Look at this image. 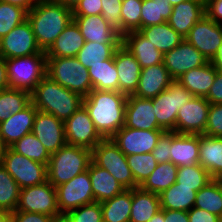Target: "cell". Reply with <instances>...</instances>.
<instances>
[{
	"label": "cell",
	"instance_id": "9f6ffc18",
	"mask_svg": "<svg viewBox=\"0 0 222 222\" xmlns=\"http://www.w3.org/2000/svg\"><path fill=\"white\" fill-rule=\"evenodd\" d=\"M206 16L218 24H222V0H210L205 4Z\"/></svg>",
	"mask_w": 222,
	"mask_h": 222
},
{
	"label": "cell",
	"instance_id": "ffe728a7",
	"mask_svg": "<svg viewBox=\"0 0 222 222\" xmlns=\"http://www.w3.org/2000/svg\"><path fill=\"white\" fill-rule=\"evenodd\" d=\"M85 42L121 43V35L113 29L102 15L73 16Z\"/></svg>",
	"mask_w": 222,
	"mask_h": 222
},
{
	"label": "cell",
	"instance_id": "91938a15",
	"mask_svg": "<svg viewBox=\"0 0 222 222\" xmlns=\"http://www.w3.org/2000/svg\"><path fill=\"white\" fill-rule=\"evenodd\" d=\"M24 8L27 12L36 5L38 0H1Z\"/></svg>",
	"mask_w": 222,
	"mask_h": 222
},
{
	"label": "cell",
	"instance_id": "7c38bea8",
	"mask_svg": "<svg viewBox=\"0 0 222 222\" xmlns=\"http://www.w3.org/2000/svg\"><path fill=\"white\" fill-rule=\"evenodd\" d=\"M64 129L68 145L92 150L104 139L97 131L84 105L64 122Z\"/></svg>",
	"mask_w": 222,
	"mask_h": 222
},
{
	"label": "cell",
	"instance_id": "44dd1931",
	"mask_svg": "<svg viewBox=\"0 0 222 222\" xmlns=\"http://www.w3.org/2000/svg\"><path fill=\"white\" fill-rule=\"evenodd\" d=\"M114 63L118 72L119 92L133 94L141 75L140 64L122 44L115 51Z\"/></svg>",
	"mask_w": 222,
	"mask_h": 222
},
{
	"label": "cell",
	"instance_id": "003e7915",
	"mask_svg": "<svg viewBox=\"0 0 222 222\" xmlns=\"http://www.w3.org/2000/svg\"><path fill=\"white\" fill-rule=\"evenodd\" d=\"M54 222H71L66 215H60L55 218Z\"/></svg>",
	"mask_w": 222,
	"mask_h": 222
},
{
	"label": "cell",
	"instance_id": "6f0895ef",
	"mask_svg": "<svg viewBox=\"0 0 222 222\" xmlns=\"http://www.w3.org/2000/svg\"><path fill=\"white\" fill-rule=\"evenodd\" d=\"M164 222H189L188 212L164 209Z\"/></svg>",
	"mask_w": 222,
	"mask_h": 222
},
{
	"label": "cell",
	"instance_id": "cb8c5ba5",
	"mask_svg": "<svg viewBox=\"0 0 222 222\" xmlns=\"http://www.w3.org/2000/svg\"><path fill=\"white\" fill-rule=\"evenodd\" d=\"M172 81L163 63L142 68L138 86L133 95L140 98H154L166 90Z\"/></svg>",
	"mask_w": 222,
	"mask_h": 222
},
{
	"label": "cell",
	"instance_id": "f6af8a7d",
	"mask_svg": "<svg viewBox=\"0 0 222 222\" xmlns=\"http://www.w3.org/2000/svg\"><path fill=\"white\" fill-rule=\"evenodd\" d=\"M27 19V11L0 0V39Z\"/></svg>",
	"mask_w": 222,
	"mask_h": 222
},
{
	"label": "cell",
	"instance_id": "9a60e30c",
	"mask_svg": "<svg viewBox=\"0 0 222 222\" xmlns=\"http://www.w3.org/2000/svg\"><path fill=\"white\" fill-rule=\"evenodd\" d=\"M208 60L185 39L163 54V64L173 80H178L188 70L205 65Z\"/></svg>",
	"mask_w": 222,
	"mask_h": 222
},
{
	"label": "cell",
	"instance_id": "db71d44e",
	"mask_svg": "<svg viewBox=\"0 0 222 222\" xmlns=\"http://www.w3.org/2000/svg\"><path fill=\"white\" fill-rule=\"evenodd\" d=\"M205 98L210 104H222V70L217 69L214 83Z\"/></svg>",
	"mask_w": 222,
	"mask_h": 222
},
{
	"label": "cell",
	"instance_id": "f1b7e54d",
	"mask_svg": "<svg viewBox=\"0 0 222 222\" xmlns=\"http://www.w3.org/2000/svg\"><path fill=\"white\" fill-rule=\"evenodd\" d=\"M87 170L96 202L109 200L125 189L106 169L95 165L92 161Z\"/></svg>",
	"mask_w": 222,
	"mask_h": 222
},
{
	"label": "cell",
	"instance_id": "d6986e66",
	"mask_svg": "<svg viewBox=\"0 0 222 222\" xmlns=\"http://www.w3.org/2000/svg\"><path fill=\"white\" fill-rule=\"evenodd\" d=\"M125 127L139 130H163L157 123L152 99L127 95Z\"/></svg>",
	"mask_w": 222,
	"mask_h": 222
},
{
	"label": "cell",
	"instance_id": "1f68e13d",
	"mask_svg": "<svg viewBox=\"0 0 222 222\" xmlns=\"http://www.w3.org/2000/svg\"><path fill=\"white\" fill-rule=\"evenodd\" d=\"M196 193L195 187L180 186L175 182L159 194L161 209L188 212L194 206Z\"/></svg>",
	"mask_w": 222,
	"mask_h": 222
},
{
	"label": "cell",
	"instance_id": "f907efd6",
	"mask_svg": "<svg viewBox=\"0 0 222 222\" xmlns=\"http://www.w3.org/2000/svg\"><path fill=\"white\" fill-rule=\"evenodd\" d=\"M172 131H164L158 139L156 147L151 151L157 164L170 162Z\"/></svg>",
	"mask_w": 222,
	"mask_h": 222
},
{
	"label": "cell",
	"instance_id": "f5cc1de1",
	"mask_svg": "<svg viewBox=\"0 0 222 222\" xmlns=\"http://www.w3.org/2000/svg\"><path fill=\"white\" fill-rule=\"evenodd\" d=\"M55 217L35 212L14 211L12 222H54Z\"/></svg>",
	"mask_w": 222,
	"mask_h": 222
},
{
	"label": "cell",
	"instance_id": "ba28073f",
	"mask_svg": "<svg viewBox=\"0 0 222 222\" xmlns=\"http://www.w3.org/2000/svg\"><path fill=\"white\" fill-rule=\"evenodd\" d=\"M193 95L177 80L152 99L158 125L164 131H174L178 110L192 99Z\"/></svg>",
	"mask_w": 222,
	"mask_h": 222
},
{
	"label": "cell",
	"instance_id": "03108f58",
	"mask_svg": "<svg viewBox=\"0 0 222 222\" xmlns=\"http://www.w3.org/2000/svg\"><path fill=\"white\" fill-rule=\"evenodd\" d=\"M7 146L4 144L3 139L0 136V164L2 163V159L4 157Z\"/></svg>",
	"mask_w": 222,
	"mask_h": 222
},
{
	"label": "cell",
	"instance_id": "e575fe53",
	"mask_svg": "<svg viewBox=\"0 0 222 222\" xmlns=\"http://www.w3.org/2000/svg\"><path fill=\"white\" fill-rule=\"evenodd\" d=\"M93 90L118 91V72L114 63V56L100 64L88 68Z\"/></svg>",
	"mask_w": 222,
	"mask_h": 222
},
{
	"label": "cell",
	"instance_id": "f546056e",
	"mask_svg": "<svg viewBox=\"0 0 222 222\" xmlns=\"http://www.w3.org/2000/svg\"><path fill=\"white\" fill-rule=\"evenodd\" d=\"M84 43L77 24L72 21L45 53L47 57H76Z\"/></svg>",
	"mask_w": 222,
	"mask_h": 222
},
{
	"label": "cell",
	"instance_id": "d6a6232c",
	"mask_svg": "<svg viewBox=\"0 0 222 222\" xmlns=\"http://www.w3.org/2000/svg\"><path fill=\"white\" fill-rule=\"evenodd\" d=\"M139 32L162 54L169 52L184 40L167 21L159 25L143 27Z\"/></svg>",
	"mask_w": 222,
	"mask_h": 222
},
{
	"label": "cell",
	"instance_id": "3957f363",
	"mask_svg": "<svg viewBox=\"0 0 222 222\" xmlns=\"http://www.w3.org/2000/svg\"><path fill=\"white\" fill-rule=\"evenodd\" d=\"M83 100L79 93L64 88L47 75L31 93V103L37 110L52 114L62 122L83 106Z\"/></svg>",
	"mask_w": 222,
	"mask_h": 222
},
{
	"label": "cell",
	"instance_id": "be15d7a7",
	"mask_svg": "<svg viewBox=\"0 0 222 222\" xmlns=\"http://www.w3.org/2000/svg\"><path fill=\"white\" fill-rule=\"evenodd\" d=\"M148 222H164V209H160Z\"/></svg>",
	"mask_w": 222,
	"mask_h": 222
},
{
	"label": "cell",
	"instance_id": "7402d4cb",
	"mask_svg": "<svg viewBox=\"0 0 222 222\" xmlns=\"http://www.w3.org/2000/svg\"><path fill=\"white\" fill-rule=\"evenodd\" d=\"M36 114L37 109L30 103L22 111L0 123V136L7 147L32 132Z\"/></svg>",
	"mask_w": 222,
	"mask_h": 222
},
{
	"label": "cell",
	"instance_id": "c3c4849f",
	"mask_svg": "<svg viewBox=\"0 0 222 222\" xmlns=\"http://www.w3.org/2000/svg\"><path fill=\"white\" fill-rule=\"evenodd\" d=\"M124 0H101L104 20L121 35V2Z\"/></svg>",
	"mask_w": 222,
	"mask_h": 222
},
{
	"label": "cell",
	"instance_id": "5bb4252c",
	"mask_svg": "<svg viewBox=\"0 0 222 222\" xmlns=\"http://www.w3.org/2000/svg\"><path fill=\"white\" fill-rule=\"evenodd\" d=\"M185 40L211 61L222 45V24L214 22L205 15L190 29Z\"/></svg>",
	"mask_w": 222,
	"mask_h": 222
},
{
	"label": "cell",
	"instance_id": "d4e9b609",
	"mask_svg": "<svg viewBox=\"0 0 222 222\" xmlns=\"http://www.w3.org/2000/svg\"><path fill=\"white\" fill-rule=\"evenodd\" d=\"M121 44L136 58L141 68L163 63V54L139 31L122 35Z\"/></svg>",
	"mask_w": 222,
	"mask_h": 222
},
{
	"label": "cell",
	"instance_id": "7a4b0ae2",
	"mask_svg": "<svg viewBox=\"0 0 222 222\" xmlns=\"http://www.w3.org/2000/svg\"><path fill=\"white\" fill-rule=\"evenodd\" d=\"M35 40L46 52L57 37L73 21L72 9L52 0H38L27 12Z\"/></svg>",
	"mask_w": 222,
	"mask_h": 222
},
{
	"label": "cell",
	"instance_id": "94428289",
	"mask_svg": "<svg viewBox=\"0 0 222 222\" xmlns=\"http://www.w3.org/2000/svg\"><path fill=\"white\" fill-rule=\"evenodd\" d=\"M211 62L216 66V69L222 70V45L219 47L217 54Z\"/></svg>",
	"mask_w": 222,
	"mask_h": 222
},
{
	"label": "cell",
	"instance_id": "11a10c76",
	"mask_svg": "<svg viewBox=\"0 0 222 222\" xmlns=\"http://www.w3.org/2000/svg\"><path fill=\"white\" fill-rule=\"evenodd\" d=\"M189 222H222V218L196 207H192L188 211Z\"/></svg>",
	"mask_w": 222,
	"mask_h": 222
},
{
	"label": "cell",
	"instance_id": "9c48e42d",
	"mask_svg": "<svg viewBox=\"0 0 222 222\" xmlns=\"http://www.w3.org/2000/svg\"><path fill=\"white\" fill-rule=\"evenodd\" d=\"M1 164L21 189L40 185L47 181L46 164L18 154L10 147H7Z\"/></svg>",
	"mask_w": 222,
	"mask_h": 222
},
{
	"label": "cell",
	"instance_id": "ee69618b",
	"mask_svg": "<svg viewBox=\"0 0 222 222\" xmlns=\"http://www.w3.org/2000/svg\"><path fill=\"white\" fill-rule=\"evenodd\" d=\"M136 184L140 187L148 176L155 170L157 162L152 153H141L126 156Z\"/></svg>",
	"mask_w": 222,
	"mask_h": 222
},
{
	"label": "cell",
	"instance_id": "4fadbf2b",
	"mask_svg": "<svg viewBox=\"0 0 222 222\" xmlns=\"http://www.w3.org/2000/svg\"><path fill=\"white\" fill-rule=\"evenodd\" d=\"M37 53L45 52L38 47L27 19L0 39V56L4 59L26 57Z\"/></svg>",
	"mask_w": 222,
	"mask_h": 222
},
{
	"label": "cell",
	"instance_id": "7dc6e473",
	"mask_svg": "<svg viewBox=\"0 0 222 222\" xmlns=\"http://www.w3.org/2000/svg\"><path fill=\"white\" fill-rule=\"evenodd\" d=\"M66 216L71 222H103L101 204L96 201L71 210Z\"/></svg>",
	"mask_w": 222,
	"mask_h": 222
},
{
	"label": "cell",
	"instance_id": "5b68a950",
	"mask_svg": "<svg viewBox=\"0 0 222 222\" xmlns=\"http://www.w3.org/2000/svg\"><path fill=\"white\" fill-rule=\"evenodd\" d=\"M9 88L34 91L47 75L46 53H37L26 57L5 59Z\"/></svg>",
	"mask_w": 222,
	"mask_h": 222
},
{
	"label": "cell",
	"instance_id": "ab89813d",
	"mask_svg": "<svg viewBox=\"0 0 222 222\" xmlns=\"http://www.w3.org/2000/svg\"><path fill=\"white\" fill-rule=\"evenodd\" d=\"M169 0H143L141 7V28L166 22L172 14Z\"/></svg>",
	"mask_w": 222,
	"mask_h": 222
},
{
	"label": "cell",
	"instance_id": "d590c367",
	"mask_svg": "<svg viewBox=\"0 0 222 222\" xmlns=\"http://www.w3.org/2000/svg\"><path fill=\"white\" fill-rule=\"evenodd\" d=\"M194 207L206 210L222 218V181L213 178L197 193Z\"/></svg>",
	"mask_w": 222,
	"mask_h": 222
},
{
	"label": "cell",
	"instance_id": "681fc988",
	"mask_svg": "<svg viewBox=\"0 0 222 222\" xmlns=\"http://www.w3.org/2000/svg\"><path fill=\"white\" fill-rule=\"evenodd\" d=\"M204 135L222 137V104H210Z\"/></svg>",
	"mask_w": 222,
	"mask_h": 222
},
{
	"label": "cell",
	"instance_id": "8992f818",
	"mask_svg": "<svg viewBox=\"0 0 222 222\" xmlns=\"http://www.w3.org/2000/svg\"><path fill=\"white\" fill-rule=\"evenodd\" d=\"M46 72L54 82L83 97L93 90L88 69L76 57H47Z\"/></svg>",
	"mask_w": 222,
	"mask_h": 222
},
{
	"label": "cell",
	"instance_id": "60d3db41",
	"mask_svg": "<svg viewBox=\"0 0 222 222\" xmlns=\"http://www.w3.org/2000/svg\"><path fill=\"white\" fill-rule=\"evenodd\" d=\"M10 148L16 153L24 155L31 160L46 165L49 163L51 155L32 132L16 141Z\"/></svg>",
	"mask_w": 222,
	"mask_h": 222
},
{
	"label": "cell",
	"instance_id": "a7ac6f4b",
	"mask_svg": "<svg viewBox=\"0 0 222 222\" xmlns=\"http://www.w3.org/2000/svg\"><path fill=\"white\" fill-rule=\"evenodd\" d=\"M184 1H188V0H169L170 4L172 6H175V5L179 4L180 2H184Z\"/></svg>",
	"mask_w": 222,
	"mask_h": 222
},
{
	"label": "cell",
	"instance_id": "e0dca14e",
	"mask_svg": "<svg viewBox=\"0 0 222 222\" xmlns=\"http://www.w3.org/2000/svg\"><path fill=\"white\" fill-rule=\"evenodd\" d=\"M164 130H139L123 126L111 139L126 155L151 153Z\"/></svg>",
	"mask_w": 222,
	"mask_h": 222
},
{
	"label": "cell",
	"instance_id": "816d5d0a",
	"mask_svg": "<svg viewBox=\"0 0 222 222\" xmlns=\"http://www.w3.org/2000/svg\"><path fill=\"white\" fill-rule=\"evenodd\" d=\"M101 0H80L72 9L73 16L101 15Z\"/></svg>",
	"mask_w": 222,
	"mask_h": 222
},
{
	"label": "cell",
	"instance_id": "74e56055",
	"mask_svg": "<svg viewBox=\"0 0 222 222\" xmlns=\"http://www.w3.org/2000/svg\"><path fill=\"white\" fill-rule=\"evenodd\" d=\"M121 43L85 42L76 58L87 69L112 58Z\"/></svg>",
	"mask_w": 222,
	"mask_h": 222
},
{
	"label": "cell",
	"instance_id": "83f0119b",
	"mask_svg": "<svg viewBox=\"0 0 222 222\" xmlns=\"http://www.w3.org/2000/svg\"><path fill=\"white\" fill-rule=\"evenodd\" d=\"M216 73V66L211 61H208L201 67L188 70L177 81L193 96L205 98L214 83Z\"/></svg>",
	"mask_w": 222,
	"mask_h": 222
},
{
	"label": "cell",
	"instance_id": "836d02e7",
	"mask_svg": "<svg viewBox=\"0 0 222 222\" xmlns=\"http://www.w3.org/2000/svg\"><path fill=\"white\" fill-rule=\"evenodd\" d=\"M101 204L103 222H129L132 205V189H124Z\"/></svg>",
	"mask_w": 222,
	"mask_h": 222
},
{
	"label": "cell",
	"instance_id": "680465c9",
	"mask_svg": "<svg viewBox=\"0 0 222 222\" xmlns=\"http://www.w3.org/2000/svg\"><path fill=\"white\" fill-rule=\"evenodd\" d=\"M9 88L5 59L0 56V91Z\"/></svg>",
	"mask_w": 222,
	"mask_h": 222
},
{
	"label": "cell",
	"instance_id": "8d00e7d4",
	"mask_svg": "<svg viewBox=\"0 0 222 222\" xmlns=\"http://www.w3.org/2000/svg\"><path fill=\"white\" fill-rule=\"evenodd\" d=\"M178 167L171 162L157 164L155 170L140 188L147 192L160 194L176 182Z\"/></svg>",
	"mask_w": 222,
	"mask_h": 222
},
{
	"label": "cell",
	"instance_id": "7bdbcfd3",
	"mask_svg": "<svg viewBox=\"0 0 222 222\" xmlns=\"http://www.w3.org/2000/svg\"><path fill=\"white\" fill-rule=\"evenodd\" d=\"M213 178L199 163L192 166L178 167L176 183L180 186L195 187L198 192Z\"/></svg>",
	"mask_w": 222,
	"mask_h": 222
},
{
	"label": "cell",
	"instance_id": "6da1fadb",
	"mask_svg": "<svg viewBox=\"0 0 222 222\" xmlns=\"http://www.w3.org/2000/svg\"><path fill=\"white\" fill-rule=\"evenodd\" d=\"M126 101L127 95L118 91L92 90L84 97L83 105L104 139L124 126Z\"/></svg>",
	"mask_w": 222,
	"mask_h": 222
},
{
	"label": "cell",
	"instance_id": "6125c7cd",
	"mask_svg": "<svg viewBox=\"0 0 222 222\" xmlns=\"http://www.w3.org/2000/svg\"><path fill=\"white\" fill-rule=\"evenodd\" d=\"M0 222H12V213L0 210Z\"/></svg>",
	"mask_w": 222,
	"mask_h": 222
},
{
	"label": "cell",
	"instance_id": "52a82bcc",
	"mask_svg": "<svg viewBox=\"0 0 222 222\" xmlns=\"http://www.w3.org/2000/svg\"><path fill=\"white\" fill-rule=\"evenodd\" d=\"M91 161L106 169L125 189L139 187L128 166L126 155L111 138L103 139L91 150Z\"/></svg>",
	"mask_w": 222,
	"mask_h": 222
},
{
	"label": "cell",
	"instance_id": "8fae6325",
	"mask_svg": "<svg viewBox=\"0 0 222 222\" xmlns=\"http://www.w3.org/2000/svg\"><path fill=\"white\" fill-rule=\"evenodd\" d=\"M57 206L61 215L95 202L88 170L56 186Z\"/></svg>",
	"mask_w": 222,
	"mask_h": 222
},
{
	"label": "cell",
	"instance_id": "277c9868",
	"mask_svg": "<svg viewBox=\"0 0 222 222\" xmlns=\"http://www.w3.org/2000/svg\"><path fill=\"white\" fill-rule=\"evenodd\" d=\"M91 150L66 144L51 154L47 164V181L54 187L62 185L88 169Z\"/></svg>",
	"mask_w": 222,
	"mask_h": 222
},
{
	"label": "cell",
	"instance_id": "89a4df30",
	"mask_svg": "<svg viewBox=\"0 0 222 222\" xmlns=\"http://www.w3.org/2000/svg\"><path fill=\"white\" fill-rule=\"evenodd\" d=\"M203 4H207L210 0H200Z\"/></svg>",
	"mask_w": 222,
	"mask_h": 222
},
{
	"label": "cell",
	"instance_id": "ac0fdd59",
	"mask_svg": "<svg viewBox=\"0 0 222 222\" xmlns=\"http://www.w3.org/2000/svg\"><path fill=\"white\" fill-rule=\"evenodd\" d=\"M32 133L40 140L50 155L67 144L64 122L49 113L37 110Z\"/></svg>",
	"mask_w": 222,
	"mask_h": 222
},
{
	"label": "cell",
	"instance_id": "f35d334b",
	"mask_svg": "<svg viewBox=\"0 0 222 222\" xmlns=\"http://www.w3.org/2000/svg\"><path fill=\"white\" fill-rule=\"evenodd\" d=\"M31 103V94L17 89H5L0 91V123L8 119L12 114L22 111Z\"/></svg>",
	"mask_w": 222,
	"mask_h": 222
},
{
	"label": "cell",
	"instance_id": "4dcf8cb0",
	"mask_svg": "<svg viewBox=\"0 0 222 222\" xmlns=\"http://www.w3.org/2000/svg\"><path fill=\"white\" fill-rule=\"evenodd\" d=\"M161 209L159 194L140 187L132 189V205L129 222H148Z\"/></svg>",
	"mask_w": 222,
	"mask_h": 222
},
{
	"label": "cell",
	"instance_id": "b9f144b4",
	"mask_svg": "<svg viewBox=\"0 0 222 222\" xmlns=\"http://www.w3.org/2000/svg\"><path fill=\"white\" fill-rule=\"evenodd\" d=\"M21 188L0 164V210L14 212L17 208Z\"/></svg>",
	"mask_w": 222,
	"mask_h": 222
},
{
	"label": "cell",
	"instance_id": "30bf717a",
	"mask_svg": "<svg viewBox=\"0 0 222 222\" xmlns=\"http://www.w3.org/2000/svg\"><path fill=\"white\" fill-rule=\"evenodd\" d=\"M15 211L42 213L60 216L57 206V191L49 181L36 186L22 188Z\"/></svg>",
	"mask_w": 222,
	"mask_h": 222
},
{
	"label": "cell",
	"instance_id": "e7e4bbea",
	"mask_svg": "<svg viewBox=\"0 0 222 222\" xmlns=\"http://www.w3.org/2000/svg\"><path fill=\"white\" fill-rule=\"evenodd\" d=\"M54 2H58L60 4H63L64 6H67L71 9L74 8V6L80 1V0H52Z\"/></svg>",
	"mask_w": 222,
	"mask_h": 222
},
{
	"label": "cell",
	"instance_id": "bcb514c9",
	"mask_svg": "<svg viewBox=\"0 0 222 222\" xmlns=\"http://www.w3.org/2000/svg\"><path fill=\"white\" fill-rule=\"evenodd\" d=\"M143 0L121 2V36L141 29V7Z\"/></svg>",
	"mask_w": 222,
	"mask_h": 222
},
{
	"label": "cell",
	"instance_id": "603a6c76",
	"mask_svg": "<svg viewBox=\"0 0 222 222\" xmlns=\"http://www.w3.org/2000/svg\"><path fill=\"white\" fill-rule=\"evenodd\" d=\"M205 15V4L200 0H188L173 6L167 23L185 39L190 29Z\"/></svg>",
	"mask_w": 222,
	"mask_h": 222
},
{
	"label": "cell",
	"instance_id": "484cf974",
	"mask_svg": "<svg viewBox=\"0 0 222 222\" xmlns=\"http://www.w3.org/2000/svg\"><path fill=\"white\" fill-rule=\"evenodd\" d=\"M170 162L177 167L199 163V134H178L172 131Z\"/></svg>",
	"mask_w": 222,
	"mask_h": 222
},
{
	"label": "cell",
	"instance_id": "2e32d148",
	"mask_svg": "<svg viewBox=\"0 0 222 222\" xmlns=\"http://www.w3.org/2000/svg\"><path fill=\"white\" fill-rule=\"evenodd\" d=\"M209 108L206 98L193 96L178 110L174 131L178 134H204Z\"/></svg>",
	"mask_w": 222,
	"mask_h": 222
},
{
	"label": "cell",
	"instance_id": "4316f807",
	"mask_svg": "<svg viewBox=\"0 0 222 222\" xmlns=\"http://www.w3.org/2000/svg\"><path fill=\"white\" fill-rule=\"evenodd\" d=\"M199 164L212 178H222V137L199 134Z\"/></svg>",
	"mask_w": 222,
	"mask_h": 222
}]
</instances>
